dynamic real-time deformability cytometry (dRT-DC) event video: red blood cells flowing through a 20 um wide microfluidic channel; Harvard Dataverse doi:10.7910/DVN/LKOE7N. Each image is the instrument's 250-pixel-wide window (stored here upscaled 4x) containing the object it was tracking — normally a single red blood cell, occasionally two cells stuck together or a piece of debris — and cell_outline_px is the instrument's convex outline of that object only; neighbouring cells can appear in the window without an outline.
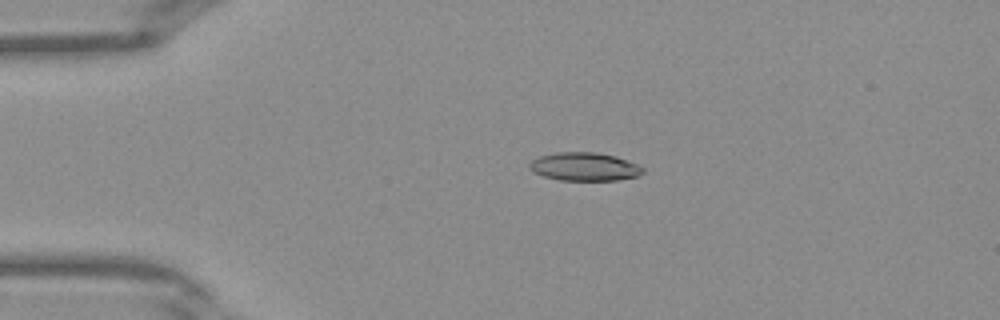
{"species": "Egyptian fruit bat (a non-hibernating species)", "species_latin": "Rousettus aegyptiacus", "temperature_condition": "warm", "stored_images_in_passage": 41, "camera_frame_rate_fps": 3000, "um_per_image_px": 0.085, "frame": {"image": 1, "passage_image": 9, "time_ms": 2.667, "image_size_px": [1000, 320], "cell_outline_px": [[644, 172], [636, 176], [616, 180], [560, 180], [544, 176], [532, 172], [528, 168], [528, 164], [532, 160], [540, 156], [560, 152], [596, 152], [616, 156], [636, 164], [644, 168]], "centroid_in_image_um": [49.65, 14.16], "position_along_channel_um": 35.4, "area_um2": 18.61}}
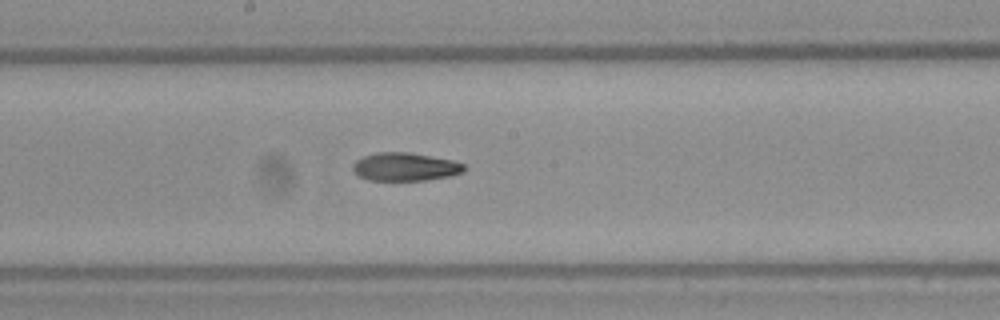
{"frame": {"image": 2, "passage_image": 22, "time_ms": 7.0, "image_size_px": [1000, 320], "cell_outline_px": [[468, 168], [464, 172], [452, 176], [424, 180], [368, 180], [360, 176], [352, 168], [352, 164], [356, 160], [364, 156], [376, 152], [408, 152], [452, 160], [464, 164]], "centroid_in_image_um": [34.47, 14.18], "position_along_channel_um": 213.7, "area_um2": 18.32}}
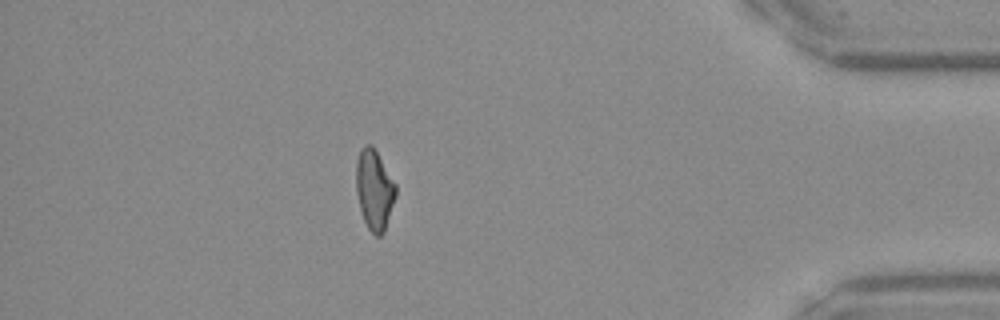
{"frame": {"image": 3, "passage_image": 36, "time_ms": 11.667, "image_size_px": [1000, 320], "cell_outline_px": [[396, 196], [384, 232], [380, 236], [376, 236], [368, 228], [364, 220], [360, 208], [356, 192], [356, 160], [360, 148], [364, 144], [372, 144], [396, 184]], "centroid_in_image_um": [31.81, 16.1], "position_along_channel_um": 403.4, "area_um2": 18.55}}